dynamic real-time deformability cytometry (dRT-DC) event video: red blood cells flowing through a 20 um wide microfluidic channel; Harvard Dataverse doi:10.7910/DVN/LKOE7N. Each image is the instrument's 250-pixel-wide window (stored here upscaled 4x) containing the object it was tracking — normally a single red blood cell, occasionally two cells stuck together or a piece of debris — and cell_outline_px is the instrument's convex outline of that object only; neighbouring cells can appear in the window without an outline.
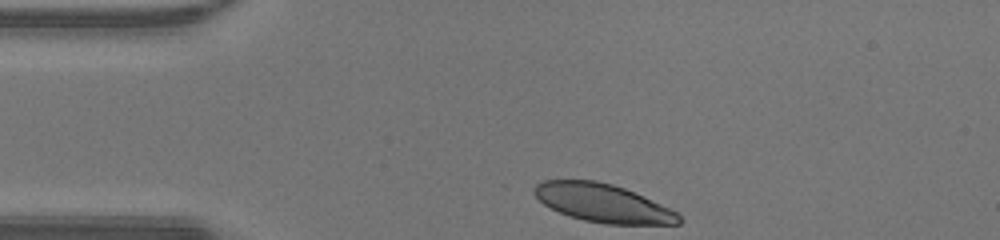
{"species": "human", "species_latin": "Homo sapiens", "temperature_condition": "warm", "stored_images_in_passage": 30, "camera_frame_rate_fps": 3000, "um_per_image_px": 0.085, "donor": {"sex": "male"}, "frame": {"image": 1, "passage_image": 1, "time_ms": 0.0, "image_size_px": [1000, 240], "cell_outline_px": [[684, 220], [680, 224], [608, 224], [584, 220], [560, 212], [544, 204], [532, 192], [532, 188], [536, 184], [544, 180], [596, 180], [612, 184], [624, 188], [644, 196], [676, 212]], "centroid_in_image_um": [51.25, 17.25], "position_along_channel_um": 33.8, "area_um2": 32.02}}
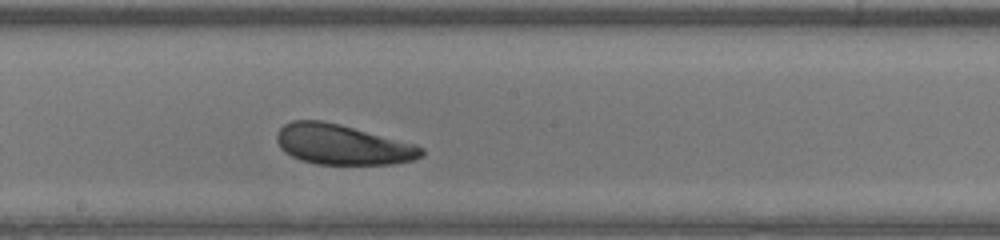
{"frame": {"image": 2, "passage_image": 17, "time_ms": 5.333, "image_size_px": [1000, 240], "cell_outline_px": [[424, 156], [412, 160], [392, 164], [316, 164], [300, 160], [284, 152], [280, 148], [276, 140], [276, 132], [284, 124], [292, 120], [320, 120], [340, 124], [416, 144], [424, 148]], "centroid_in_image_um": [29.09, 12.29], "position_along_channel_um": 219.1, "area_um2": 34.04}}
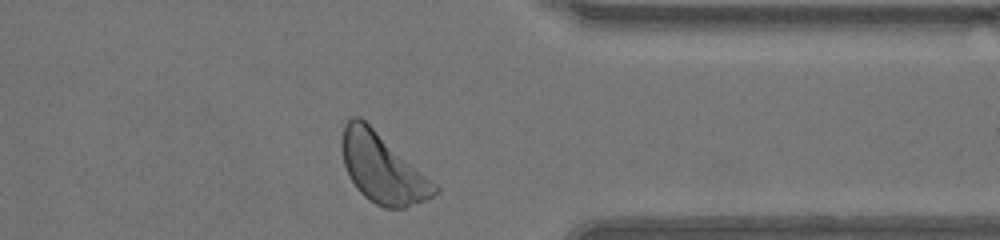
{"frame": {"image": 3, "passage_image": 29, "time_ms": 9.333, "image_size_px": [1000, 240], "cell_outline_px": [[440, 188], [428, 200], [404, 208], [384, 208], [376, 204], [364, 196], [356, 188], [344, 164], [340, 144], [340, 140], [344, 124], [352, 116], [360, 116], [436, 184]], "centroid_in_image_um": [32.48, 14.29], "position_along_channel_um": 378.9, "area_um2": 37.11}, "authors_computed_cell_mechanics": {"area_um2": 34.391, "velocity_mm_per_s": 4.2463, "shape_relaxation_time_tau1_ms": 1.848, "shape_relaxation_time_tau2_ms": null, "deformation_change_tau1": 0.0839, "deformation_change_tau2": null}}